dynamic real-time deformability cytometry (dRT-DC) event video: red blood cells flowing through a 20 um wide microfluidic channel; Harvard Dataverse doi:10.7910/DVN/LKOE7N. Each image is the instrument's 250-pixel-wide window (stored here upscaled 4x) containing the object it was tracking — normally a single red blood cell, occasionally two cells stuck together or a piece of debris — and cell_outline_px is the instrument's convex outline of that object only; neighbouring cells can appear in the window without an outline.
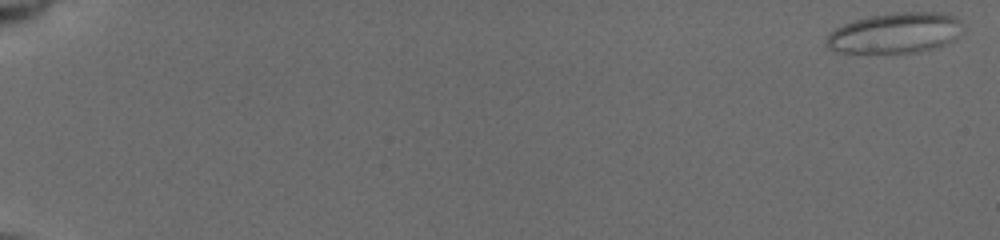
{"species": "common noctule bat (a hibernating species)", "species_latin": "Nyctalus noctula", "temperature_condition": "cold", "stored_images_in_passage": 11, "camera_frame_rate_fps": 3000, "um_per_image_px": 0.085, "animal": {"sex": "female", "body_mass_g": 19.5, "forearm_length_mm": 54.1}, "frame": {"image": 1, "passage_image": 1, "time_ms": 0.0, "image_size_px": [1000, 240], "cell_outline_px": [[956, 20], [948, 40], [944, 44], [912, 52], [840, 52], [832, 48], [828, 44], [828, 36], [836, 28], [844, 24], [868, 16], [904, 12], [940, 12], [952, 16]], "centroid_in_image_um": [75.92, 2.79], "position_along_channel_um": 9.1, "area_um2": 30.0}}